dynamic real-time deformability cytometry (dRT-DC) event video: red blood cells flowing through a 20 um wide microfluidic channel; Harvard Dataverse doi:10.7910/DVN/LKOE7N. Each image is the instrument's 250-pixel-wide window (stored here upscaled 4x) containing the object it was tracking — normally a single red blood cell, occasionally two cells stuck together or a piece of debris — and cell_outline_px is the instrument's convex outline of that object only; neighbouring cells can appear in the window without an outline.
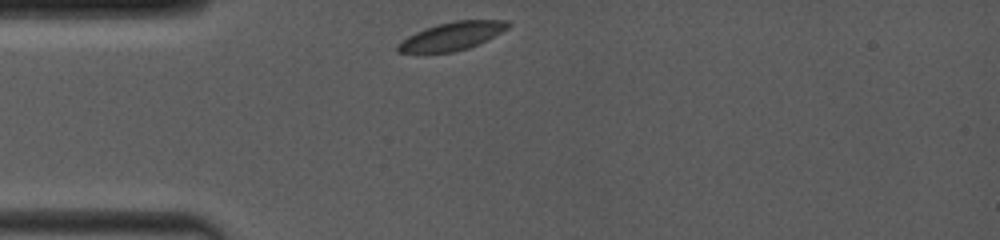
{"species": "common noctule bat (a hibernating species)", "species_latin": "Nyctalus noctula", "temperature_condition": "room temperature", "stored_images_in_passage": 7, "camera_frame_rate_fps": 4000, "um_per_image_px": 0.085, "animal": {"sex": "female", "body_mass_g": 19.0, "forearm_length_mm": 53.3}, "frame": {"image": 1, "passage_image": 1, "time_ms": 0.0, "image_size_px": [1000, 240], "cell_outline_px": [[512, 24], [508, 28], [468, 48], [452, 52], [396, 52], [396, 44], [408, 36], [416, 32], [440, 24], [456, 20], [508, 20]], "centroid_in_image_um": [38.4, 3.06], "position_along_channel_um": 46.6, "area_um2": 17.57}}
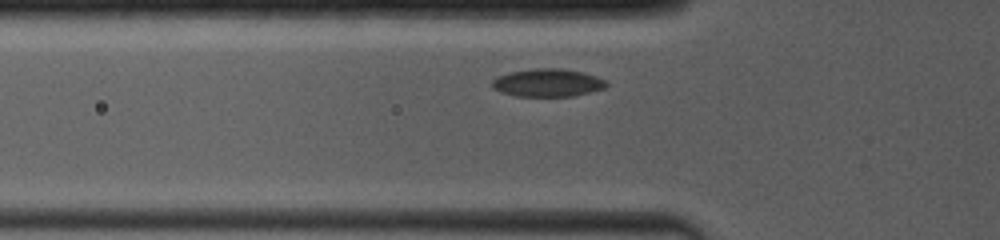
{"frame": {"image": 2, "passage_image": 5, "time_ms": 1.25, "image_size_px": [1000, 240], "cell_outline_px": [[608, 84], [604, 88], [572, 96], [516, 96], [500, 92], [492, 88], [492, 80], [496, 76], [512, 72], [532, 68], [560, 68], [580, 72], [596, 76], [604, 80]], "centroid_in_image_um": [46.5, 7.03], "position_along_channel_um": 79.3, "area_um2": 18.44}}
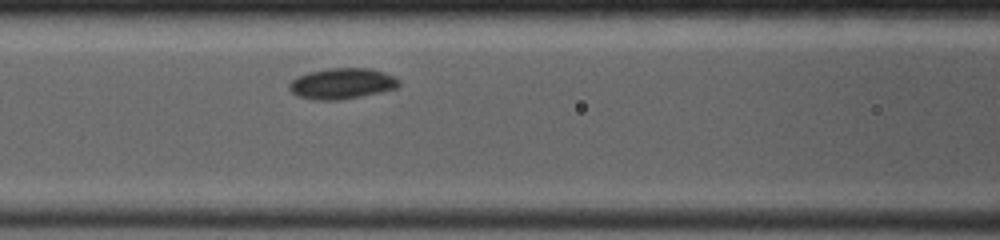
{"frame": {"image": 3, "passage_image": 7, "time_ms": 2.75, "image_size_px": [1000, 240], "cell_outline_px": [[400, 84], [396, 88], [380, 92], [340, 100], [316, 100], [296, 96], [288, 88], [288, 84], [296, 76], [308, 72], [328, 68], [368, 68], [384, 72], [400, 80]], "centroid_in_image_um": [29.03, 7.1], "position_along_channel_um": 137.6, "area_um2": 19.77}}